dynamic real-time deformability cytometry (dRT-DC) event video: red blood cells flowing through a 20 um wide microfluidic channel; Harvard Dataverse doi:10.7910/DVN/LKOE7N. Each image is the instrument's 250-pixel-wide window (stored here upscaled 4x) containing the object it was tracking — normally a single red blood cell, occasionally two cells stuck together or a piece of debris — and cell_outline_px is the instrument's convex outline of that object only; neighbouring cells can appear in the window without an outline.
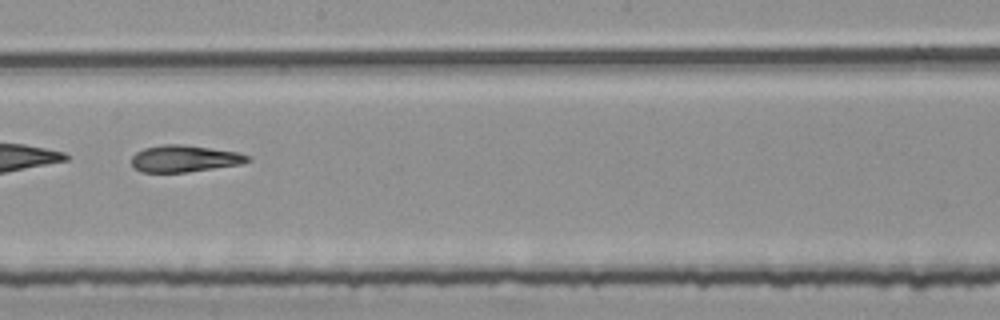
{"species": "common noctule bat (a hibernating species)", "species_latin": "Nyctalus noctula", "temperature_condition": "room temperature", "stored_images_in_passage": 39, "camera_frame_rate_fps": 3000, "um_per_image_px": 0.085, "animal": {"sex": "female", "body_mass_g": 25.1}, "frame": {"image": 1, "passage_image": 17, "time_ms": 5.333, "image_size_px": [1000, 320], "cell_outline_px": [[252, 160], [240, 164], [184, 172], [140, 172], [132, 168], [132, 156], [136, 152], [144, 148], [164, 144], [184, 144], [236, 152], [252, 156]], "centroid_in_image_um": [15.65, 13.48], "position_along_channel_um": 232.5, "area_um2": 18.09}, "authors_computed_cell_mechanics": {"area_um2": 18.785, "velocity_mm_per_s": 3.7738, "shape_relaxation_time_tau1_ms": null, "shape_relaxation_time_tau2_ms": 6.3359, "deformation_change_tau1": null, "deformation_change_tau2": 0.152}}